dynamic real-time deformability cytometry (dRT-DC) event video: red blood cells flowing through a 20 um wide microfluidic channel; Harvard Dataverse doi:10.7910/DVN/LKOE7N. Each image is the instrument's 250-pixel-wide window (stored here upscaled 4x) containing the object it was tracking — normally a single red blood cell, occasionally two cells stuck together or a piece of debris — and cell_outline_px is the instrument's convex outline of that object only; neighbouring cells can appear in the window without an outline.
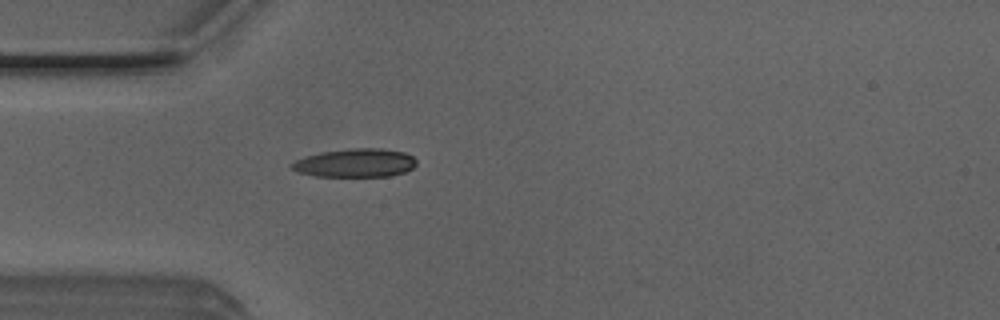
{"species": "Egyptian fruit bat (a non-hibernating species)", "species_latin": "Rousettus aegyptiacus", "temperature_condition": "room temperature", "stored_images_in_passage": 28, "camera_frame_rate_fps": 3000, "um_per_image_px": 0.085, "animal": {"sex": "male"}, "frame": {"image": 1, "passage_image": 1, "time_ms": 0.0, "image_size_px": [1000, 320], "cell_outline_px": [[416, 164], [412, 168], [404, 172], [388, 176], [316, 176], [296, 172], [288, 164], [296, 160], [320, 152], [352, 148], [380, 148], [404, 152], [412, 156], [416, 160]], "centroid_in_image_um": [30.18, 13.85], "position_along_channel_um": 54.8, "area_um2": 20.63}}
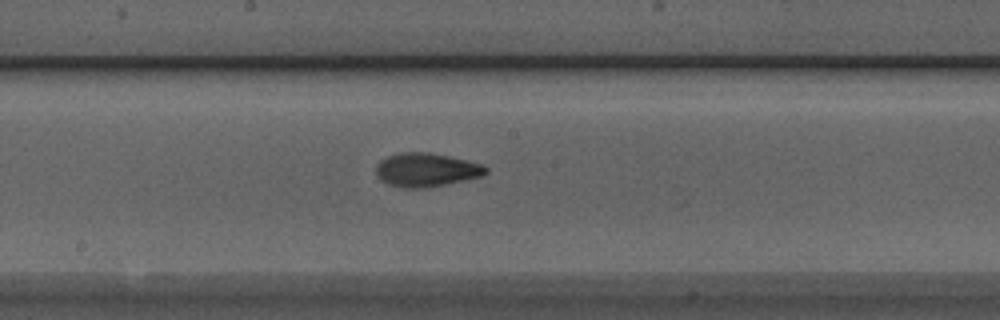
{"frame": {"image": 2, "passage_image": 13, "time_ms": 4.0, "image_size_px": [1000, 320], "cell_outline_px": [[488, 172], [484, 176], [428, 188], [400, 188], [388, 184], [380, 180], [376, 172], [376, 164], [380, 160], [388, 156], [400, 152], [428, 152], [448, 156], [484, 164], [488, 168]], "centroid_in_image_um": [36.24, 14.45], "position_along_channel_um": 212.0, "area_um2": 21.85}}
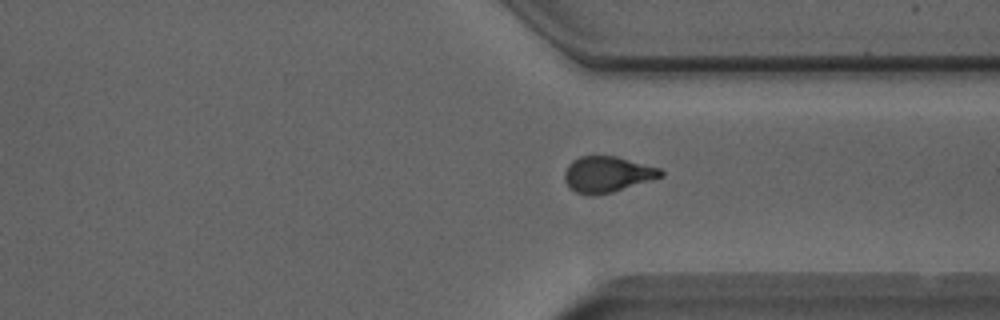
{"frame": {"image": 3, "passage_image": 24, "time_ms": 7.667, "image_size_px": [1000, 320], "cell_outline_px": [[664, 176], [612, 192], [592, 196], [588, 196], [576, 192], [564, 180], [564, 172], [568, 164], [572, 160], [580, 156], [616, 156], [660, 168], [664, 172]], "centroid_in_image_um": [51.61, 14.81], "position_along_channel_um": 359.8, "area_um2": 20.11}}